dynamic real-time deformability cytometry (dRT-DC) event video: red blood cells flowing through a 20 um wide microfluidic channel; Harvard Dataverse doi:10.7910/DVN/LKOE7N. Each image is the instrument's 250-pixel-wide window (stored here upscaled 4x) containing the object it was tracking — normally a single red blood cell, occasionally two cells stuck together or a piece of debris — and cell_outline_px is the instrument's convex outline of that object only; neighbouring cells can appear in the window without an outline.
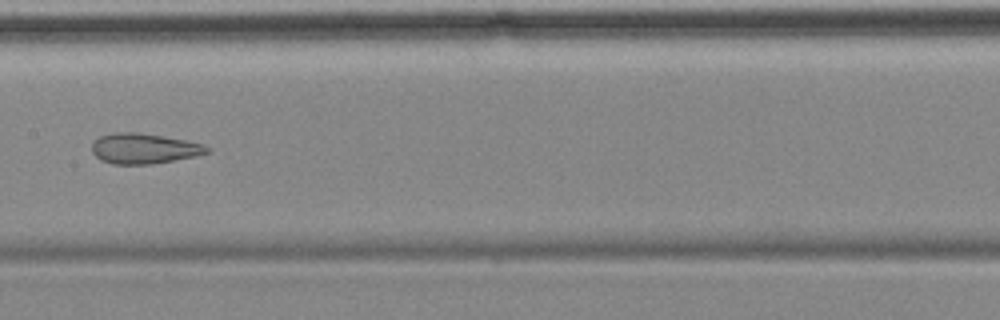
{"species": "common noctule bat (a hibernating species)", "species_latin": "Nyctalus noctula", "temperature_condition": "cold", "stored_images_in_passage": 6, "camera_frame_rate_fps": 3000, "um_per_image_px": 0.085, "animal": {"sex": "female", "body_mass_g": 18.4}, "frame": {"image": 1, "passage_image": 5, "time_ms": 4.667, "image_size_px": [1000, 320], "cell_outline_px": [[212, 152], [196, 156], [152, 164], [112, 164], [100, 160], [92, 152], [92, 144], [100, 136], [112, 132], [140, 132], [184, 140], [204, 144], [212, 148]], "centroid_in_image_um": [12.26, 12.62], "position_along_channel_um": 195.1, "area_um2": 20.52}}
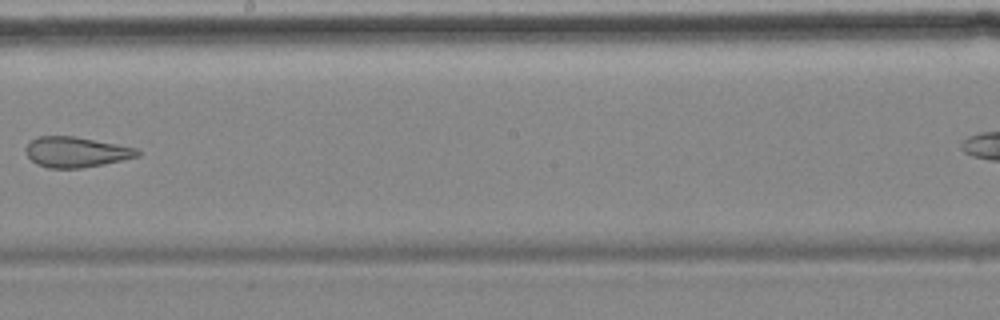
{"frame": {"image": 2, "passage_image": 6, "time_ms": 6.0, "image_size_px": [1000, 320], "cell_outline_px": [[140, 156], [104, 164], [80, 168], [48, 168], [36, 164], [28, 156], [28, 144], [36, 136], [72, 136], [116, 144], [136, 148], [140, 152]], "centroid_in_image_um": [6.48, 12.93], "position_along_channel_um": 241.7, "area_um2": 19.48}}